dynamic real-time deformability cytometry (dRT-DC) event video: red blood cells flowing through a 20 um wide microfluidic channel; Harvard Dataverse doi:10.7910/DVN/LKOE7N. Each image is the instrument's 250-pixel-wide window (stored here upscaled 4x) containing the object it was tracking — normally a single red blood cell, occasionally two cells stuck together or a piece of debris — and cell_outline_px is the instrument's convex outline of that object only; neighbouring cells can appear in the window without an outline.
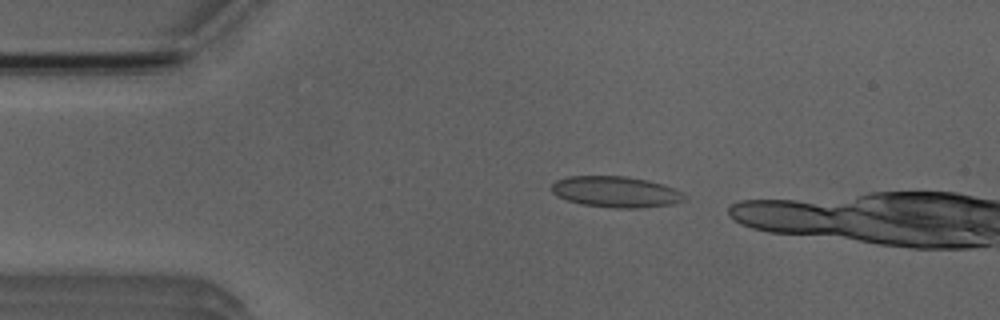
{"species": "Egyptian fruit bat (a non-hibernating species)", "species_latin": "Rousettus aegyptiacus", "temperature_condition": "room temperature", "stored_images_in_passage": 2, "camera_frame_rate_fps": 3000, "um_per_image_px": 0.085, "animal": {"sex": "male"}, "frame": {"image": 1, "passage_image": 1, "time_ms": 0.0, "image_size_px": [1000, 320], "cell_outline_px": [[688, 200], [676, 204], [640, 208], [616, 208], [580, 204], [556, 196], [552, 192], [552, 184], [556, 180], [568, 176], [628, 176], [648, 180], [664, 184], [688, 196]], "centroid_in_image_um": [52.39, 16.31], "position_along_channel_um": 32.6, "area_um2": 24.33}}